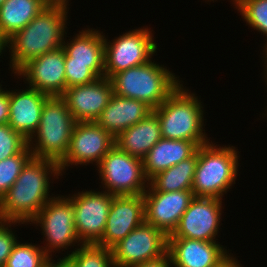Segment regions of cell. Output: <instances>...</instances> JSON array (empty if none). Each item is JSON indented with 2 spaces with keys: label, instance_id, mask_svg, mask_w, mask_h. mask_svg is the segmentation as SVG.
I'll return each instance as SVG.
<instances>
[{
  "label": "cell",
  "instance_id": "cell-12",
  "mask_svg": "<svg viewBox=\"0 0 267 267\" xmlns=\"http://www.w3.org/2000/svg\"><path fill=\"white\" fill-rule=\"evenodd\" d=\"M115 145V138L96 122H76L70 146L58 163L61 173L70 165L98 164Z\"/></svg>",
  "mask_w": 267,
  "mask_h": 267
},
{
  "label": "cell",
  "instance_id": "cell-3",
  "mask_svg": "<svg viewBox=\"0 0 267 267\" xmlns=\"http://www.w3.org/2000/svg\"><path fill=\"white\" fill-rule=\"evenodd\" d=\"M195 95L180 84L160 106L152 110L159 120L163 139L188 140L198 147L210 141L203 130L202 102Z\"/></svg>",
  "mask_w": 267,
  "mask_h": 267
},
{
  "label": "cell",
  "instance_id": "cell-41",
  "mask_svg": "<svg viewBox=\"0 0 267 267\" xmlns=\"http://www.w3.org/2000/svg\"><path fill=\"white\" fill-rule=\"evenodd\" d=\"M6 0H0V6L5 2Z\"/></svg>",
  "mask_w": 267,
  "mask_h": 267
},
{
  "label": "cell",
  "instance_id": "cell-19",
  "mask_svg": "<svg viewBox=\"0 0 267 267\" xmlns=\"http://www.w3.org/2000/svg\"><path fill=\"white\" fill-rule=\"evenodd\" d=\"M49 98L31 87L17 92L9 91L8 125L29 140L39 127L44 103Z\"/></svg>",
  "mask_w": 267,
  "mask_h": 267
},
{
  "label": "cell",
  "instance_id": "cell-10",
  "mask_svg": "<svg viewBox=\"0 0 267 267\" xmlns=\"http://www.w3.org/2000/svg\"><path fill=\"white\" fill-rule=\"evenodd\" d=\"M115 267H133L158 260L167 254V236L144 222L112 248Z\"/></svg>",
  "mask_w": 267,
  "mask_h": 267
},
{
  "label": "cell",
  "instance_id": "cell-20",
  "mask_svg": "<svg viewBox=\"0 0 267 267\" xmlns=\"http://www.w3.org/2000/svg\"><path fill=\"white\" fill-rule=\"evenodd\" d=\"M152 110L142 101L113 94L95 122L116 138L121 132L147 117Z\"/></svg>",
  "mask_w": 267,
  "mask_h": 267
},
{
  "label": "cell",
  "instance_id": "cell-9",
  "mask_svg": "<svg viewBox=\"0 0 267 267\" xmlns=\"http://www.w3.org/2000/svg\"><path fill=\"white\" fill-rule=\"evenodd\" d=\"M30 222L41 226L47 242L42 249L50 258H53L52 252L67 250L69 246L74 247L80 242L75 228L73 204L67 196L53 197Z\"/></svg>",
  "mask_w": 267,
  "mask_h": 267
},
{
  "label": "cell",
  "instance_id": "cell-42",
  "mask_svg": "<svg viewBox=\"0 0 267 267\" xmlns=\"http://www.w3.org/2000/svg\"><path fill=\"white\" fill-rule=\"evenodd\" d=\"M52 1H68V0H52Z\"/></svg>",
  "mask_w": 267,
  "mask_h": 267
},
{
  "label": "cell",
  "instance_id": "cell-6",
  "mask_svg": "<svg viewBox=\"0 0 267 267\" xmlns=\"http://www.w3.org/2000/svg\"><path fill=\"white\" fill-rule=\"evenodd\" d=\"M75 124L66 102L61 97H50L44 103L37 131L28 140L32 157L59 163L68 152Z\"/></svg>",
  "mask_w": 267,
  "mask_h": 267
},
{
  "label": "cell",
  "instance_id": "cell-38",
  "mask_svg": "<svg viewBox=\"0 0 267 267\" xmlns=\"http://www.w3.org/2000/svg\"><path fill=\"white\" fill-rule=\"evenodd\" d=\"M263 47L265 48L263 51V52H265V53H263V54H265L263 58H265L264 60H265V62H267V40H266V43L264 44Z\"/></svg>",
  "mask_w": 267,
  "mask_h": 267
},
{
  "label": "cell",
  "instance_id": "cell-18",
  "mask_svg": "<svg viewBox=\"0 0 267 267\" xmlns=\"http://www.w3.org/2000/svg\"><path fill=\"white\" fill-rule=\"evenodd\" d=\"M218 242L167 238V254L174 267H217L229 255Z\"/></svg>",
  "mask_w": 267,
  "mask_h": 267
},
{
  "label": "cell",
  "instance_id": "cell-37",
  "mask_svg": "<svg viewBox=\"0 0 267 267\" xmlns=\"http://www.w3.org/2000/svg\"><path fill=\"white\" fill-rule=\"evenodd\" d=\"M8 40L0 32V56L8 47ZM3 51V52H2Z\"/></svg>",
  "mask_w": 267,
  "mask_h": 267
},
{
  "label": "cell",
  "instance_id": "cell-14",
  "mask_svg": "<svg viewBox=\"0 0 267 267\" xmlns=\"http://www.w3.org/2000/svg\"><path fill=\"white\" fill-rule=\"evenodd\" d=\"M25 83L49 97H61L66 90L65 52L62 47L24 64L16 73Z\"/></svg>",
  "mask_w": 267,
  "mask_h": 267
},
{
  "label": "cell",
  "instance_id": "cell-32",
  "mask_svg": "<svg viewBox=\"0 0 267 267\" xmlns=\"http://www.w3.org/2000/svg\"><path fill=\"white\" fill-rule=\"evenodd\" d=\"M17 223L18 225L24 224L18 221L0 220V267H4L8 257L11 254V251L18 241L15 232L11 230L12 225L14 226Z\"/></svg>",
  "mask_w": 267,
  "mask_h": 267
},
{
  "label": "cell",
  "instance_id": "cell-4",
  "mask_svg": "<svg viewBox=\"0 0 267 267\" xmlns=\"http://www.w3.org/2000/svg\"><path fill=\"white\" fill-rule=\"evenodd\" d=\"M152 61L115 73L110 78L114 94L142 101L152 109L160 106L181 82L167 67Z\"/></svg>",
  "mask_w": 267,
  "mask_h": 267
},
{
  "label": "cell",
  "instance_id": "cell-39",
  "mask_svg": "<svg viewBox=\"0 0 267 267\" xmlns=\"http://www.w3.org/2000/svg\"><path fill=\"white\" fill-rule=\"evenodd\" d=\"M210 1H214V0H210ZM232 1L234 3V6H236L235 8H237L241 4V2H242V0H232Z\"/></svg>",
  "mask_w": 267,
  "mask_h": 267
},
{
  "label": "cell",
  "instance_id": "cell-22",
  "mask_svg": "<svg viewBox=\"0 0 267 267\" xmlns=\"http://www.w3.org/2000/svg\"><path fill=\"white\" fill-rule=\"evenodd\" d=\"M160 139V123L151 112L143 120L121 132L115 138V145L129 155L143 159Z\"/></svg>",
  "mask_w": 267,
  "mask_h": 267
},
{
  "label": "cell",
  "instance_id": "cell-11",
  "mask_svg": "<svg viewBox=\"0 0 267 267\" xmlns=\"http://www.w3.org/2000/svg\"><path fill=\"white\" fill-rule=\"evenodd\" d=\"M115 195L107 191H82L67 196L73 204L74 222L80 244H97L105 231L107 216Z\"/></svg>",
  "mask_w": 267,
  "mask_h": 267
},
{
  "label": "cell",
  "instance_id": "cell-13",
  "mask_svg": "<svg viewBox=\"0 0 267 267\" xmlns=\"http://www.w3.org/2000/svg\"><path fill=\"white\" fill-rule=\"evenodd\" d=\"M222 199L194 197L178 226L167 238L216 242L222 215Z\"/></svg>",
  "mask_w": 267,
  "mask_h": 267
},
{
  "label": "cell",
  "instance_id": "cell-17",
  "mask_svg": "<svg viewBox=\"0 0 267 267\" xmlns=\"http://www.w3.org/2000/svg\"><path fill=\"white\" fill-rule=\"evenodd\" d=\"M113 85L109 78L67 88L61 98L76 122H95L113 96Z\"/></svg>",
  "mask_w": 267,
  "mask_h": 267
},
{
  "label": "cell",
  "instance_id": "cell-25",
  "mask_svg": "<svg viewBox=\"0 0 267 267\" xmlns=\"http://www.w3.org/2000/svg\"><path fill=\"white\" fill-rule=\"evenodd\" d=\"M196 166L197 151L188 159L153 176L149 185L161 192L192 190Z\"/></svg>",
  "mask_w": 267,
  "mask_h": 267
},
{
  "label": "cell",
  "instance_id": "cell-2",
  "mask_svg": "<svg viewBox=\"0 0 267 267\" xmlns=\"http://www.w3.org/2000/svg\"><path fill=\"white\" fill-rule=\"evenodd\" d=\"M67 4L69 1H52L8 39L12 73H16L28 61L62 47L64 35L67 34Z\"/></svg>",
  "mask_w": 267,
  "mask_h": 267
},
{
  "label": "cell",
  "instance_id": "cell-16",
  "mask_svg": "<svg viewBox=\"0 0 267 267\" xmlns=\"http://www.w3.org/2000/svg\"><path fill=\"white\" fill-rule=\"evenodd\" d=\"M145 222L143 194L114 196L99 246L112 248L132 230Z\"/></svg>",
  "mask_w": 267,
  "mask_h": 267
},
{
  "label": "cell",
  "instance_id": "cell-27",
  "mask_svg": "<svg viewBox=\"0 0 267 267\" xmlns=\"http://www.w3.org/2000/svg\"><path fill=\"white\" fill-rule=\"evenodd\" d=\"M49 259L42 246L18 241L4 267H45Z\"/></svg>",
  "mask_w": 267,
  "mask_h": 267
},
{
  "label": "cell",
  "instance_id": "cell-40",
  "mask_svg": "<svg viewBox=\"0 0 267 267\" xmlns=\"http://www.w3.org/2000/svg\"><path fill=\"white\" fill-rule=\"evenodd\" d=\"M264 64H265V65H264V68L266 69V70L264 71V72H265L264 74H266V75H264V77L266 78V81H265V82L267 83V62H264ZM266 85H267V84H266Z\"/></svg>",
  "mask_w": 267,
  "mask_h": 267
},
{
  "label": "cell",
  "instance_id": "cell-23",
  "mask_svg": "<svg viewBox=\"0 0 267 267\" xmlns=\"http://www.w3.org/2000/svg\"><path fill=\"white\" fill-rule=\"evenodd\" d=\"M52 0H6L0 6V32L8 40L23 29Z\"/></svg>",
  "mask_w": 267,
  "mask_h": 267
},
{
  "label": "cell",
  "instance_id": "cell-31",
  "mask_svg": "<svg viewBox=\"0 0 267 267\" xmlns=\"http://www.w3.org/2000/svg\"><path fill=\"white\" fill-rule=\"evenodd\" d=\"M28 146V140L8 124H0V161L21 153Z\"/></svg>",
  "mask_w": 267,
  "mask_h": 267
},
{
  "label": "cell",
  "instance_id": "cell-29",
  "mask_svg": "<svg viewBox=\"0 0 267 267\" xmlns=\"http://www.w3.org/2000/svg\"><path fill=\"white\" fill-rule=\"evenodd\" d=\"M31 157V150L27 146L21 153L0 161V200L13 186L22 168Z\"/></svg>",
  "mask_w": 267,
  "mask_h": 267
},
{
  "label": "cell",
  "instance_id": "cell-33",
  "mask_svg": "<svg viewBox=\"0 0 267 267\" xmlns=\"http://www.w3.org/2000/svg\"><path fill=\"white\" fill-rule=\"evenodd\" d=\"M0 91V124H8L9 119V90Z\"/></svg>",
  "mask_w": 267,
  "mask_h": 267
},
{
  "label": "cell",
  "instance_id": "cell-1",
  "mask_svg": "<svg viewBox=\"0 0 267 267\" xmlns=\"http://www.w3.org/2000/svg\"><path fill=\"white\" fill-rule=\"evenodd\" d=\"M58 162L31 157L13 186L0 200V220L30 223L53 197L49 194L50 177L61 176ZM50 175V176H49Z\"/></svg>",
  "mask_w": 267,
  "mask_h": 267
},
{
  "label": "cell",
  "instance_id": "cell-28",
  "mask_svg": "<svg viewBox=\"0 0 267 267\" xmlns=\"http://www.w3.org/2000/svg\"><path fill=\"white\" fill-rule=\"evenodd\" d=\"M66 89L89 84L104 77V63L71 62V57H65Z\"/></svg>",
  "mask_w": 267,
  "mask_h": 267
},
{
  "label": "cell",
  "instance_id": "cell-26",
  "mask_svg": "<svg viewBox=\"0 0 267 267\" xmlns=\"http://www.w3.org/2000/svg\"><path fill=\"white\" fill-rule=\"evenodd\" d=\"M64 258L73 267H115L112 250L97 244H80Z\"/></svg>",
  "mask_w": 267,
  "mask_h": 267
},
{
  "label": "cell",
  "instance_id": "cell-36",
  "mask_svg": "<svg viewBox=\"0 0 267 267\" xmlns=\"http://www.w3.org/2000/svg\"><path fill=\"white\" fill-rule=\"evenodd\" d=\"M217 267H243L242 264L238 262V259L231 256V253L229 256L223 260Z\"/></svg>",
  "mask_w": 267,
  "mask_h": 267
},
{
  "label": "cell",
  "instance_id": "cell-24",
  "mask_svg": "<svg viewBox=\"0 0 267 267\" xmlns=\"http://www.w3.org/2000/svg\"><path fill=\"white\" fill-rule=\"evenodd\" d=\"M99 30L85 29L70 42L63 41L62 48L65 57H71V62L104 63V38Z\"/></svg>",
  "mask_w": 267,
  "mask_h": 267
},
{
  "label": "cell",
  "instance_id": "cell-5",
  "mask_svg": "<svg viewBox=\"0 0 267 267\" xmlns=\"http://www.w3.org/2000/svg\"><path fill=\"white\" fill-rule=\"evenodd\" d=\"M238 151L212 141L197 148V166L192 191L194 197L222 199L238 176Z\"/></svg>",
  "mask_w": 267,
  "mask_h": 267
},
{
  "label": "cell",
  "instance_id": "cell-15",
  "mask_svg": "<svg viewBox=\"0 0 267 267\" xmlns=\"http://www.w3.org/2000/svg\"><path fill=\"white\" fill-rule=\"evenodd\" d=\"M145 202V222L160 229L167 237L171 235L190 201L194 198L192 190L161 192L150 185L143 193Z\"/></svg>",
  "mask_w": 267,
  "mask_h": 267
},
{
  "label": "cell",
  "instance_id": "cell-7",
  "mask_svg": "<svg viewBox=\"0 0 267 267\" xmlns=\"http://www.w3.org/2000/svg\"><path fill=\"white\" fill-rule=\"evenodd\" d=\"M96 168L103 190L115 196L140 195L148 188L149 180L145 176L142 159L129 155L116 145Z\"/></svg>",
  "mask_w": 267,
  "mask_h": 267
},
{
  "label": "cell",
  "instance_id": "cell-35",
  "mask_svg": "<svg viewBox=\"0 0 267 267\" xmlns=\"http://www.w3.org/2000/svg\"><path fill=\"white\" fill-rule=\"evenodd\" d=\"M58 262H55L52 258H50L45 267H73L72 264L66 259V258H59L57 260ZM55 262V263H54Z\"/></svg>",
  "mask_w": 267,
  "mask_h": 267
},
{
  "label": "cell",
  "instance_id": "cell-8",
  "mask_svg": "<svg viewBox=\"0 0 267 267\" xmlns=\"http://www.w3.org/2000/svg\"><path fill=\"white\" fill-rule=\"evenodd\" d=\"M104 39V76L109 79L115 73L150 62L158 47L147 27L123 33L113 42Z\"/></svg>",
  "mask_w": 267,
  "mask_h": 267
},
{
  "label": "cell",
  "instance_id": "cell-21",
  "mask_svg": "<svg viewBox=\"0 0 267 267\" xmlns=\"http://www.w3.org/2000/svg\"><path fill=\"white\" fill-rule=\"evenodd\" d=\"M198 146L188 140L160 139L142 159L145 176L150 180L183 160L191 157Z\"/></svg>",
  "mask_w": 267,
  "mask_h": 267
},
{
  "label": "cell",
  "instance_id": "cell-34",
  "mask_svg": "<svg viewBox=\"0 0 267 267\" xmlns=\"http://www.w3.org/2000/svg\"><path fill=\"white\" fill-rule=\"evenodd\" d=\"M172 261L168 254L163 256L162 258L151 261V262H145L142 264L135 265L133 267H173Z\"/></svg>",
  "mask_w": 267,
  "mask_h": 267
},
{
  "label": "cell",
  "instance_id": "cell-30",
  "mask_svg": "<svg viewBox=\"0 0 267 267\" xmlns=\"http://www.w3.org/2000/svg\"><path fill=\"white\" fill-rule=\"evenodd\" d=\"M236 9L247 25L267 38V0H242Z\"/></svg>",
  "mask_w": 267,
  "mask_h": 267
}]
</instances>
